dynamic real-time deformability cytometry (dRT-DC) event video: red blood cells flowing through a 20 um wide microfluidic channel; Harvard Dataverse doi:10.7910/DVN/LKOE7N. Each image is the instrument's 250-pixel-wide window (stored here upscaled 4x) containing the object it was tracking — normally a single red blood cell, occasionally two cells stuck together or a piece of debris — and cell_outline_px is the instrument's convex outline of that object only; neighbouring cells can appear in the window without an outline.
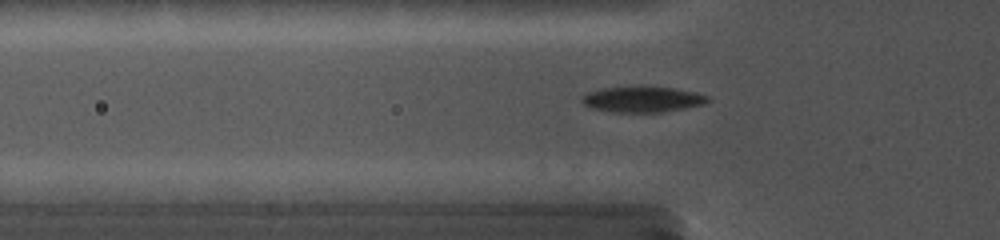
{"species": "common noctule bat (a hibernating species)", "species_latin": "Nyctalus noctula", "temperature_condition": "cold", "stored_images_in_passage": 37, "camera_frame_rate_fps": 5000, "um_per_image_px": 0.085, "animal": {"sex": "female", "body_mass_g": 19.0, "forearm_length_mm": 56.7}, "frame": {"image": 1, "passage_image": 3, "time_ms": 1.0, "image_size_px": [1000, 240], "cell_outline_px": [[712, 100], [704, 104], [664, 112], [612, 112], [592, 108], [584, 104], [580, 100], [580, 96], [588, 92], [604, 88], [640, 84], [672, 88], [696, 92], [708, 96]], "centroid_in_image_um": [54.6, 8.41], "position_along_channel_um": 71.2, "area_um2": 19.48}}
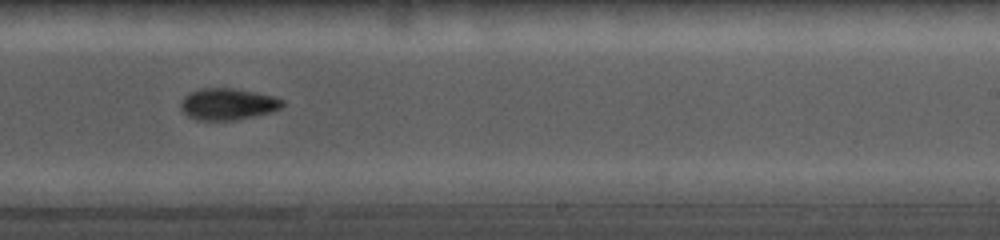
{"frame": {"image": 2, "passage_image": 19, "time_ms": 6.2, "image_size_px": [1000, 240], "cell_outline_px": [[284, 104], [280, 108], [272, 112], [256, 116], [236, 120], [196, 120], [188, 116], [180, 108], [180, 100], [184, 96], [200, 88], [232, 88], [272, 96], [284, 100]], "centroid_in_image_um": [19.34, 8.86], "position_along_channel_um": 269.7, "area_um2": 18.73}}
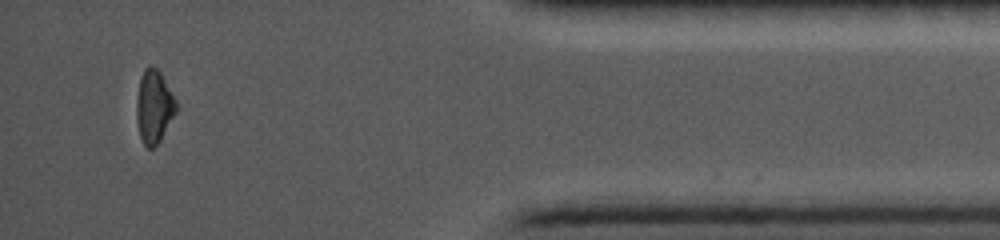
{"frame": {"image": 3, "passage_image": 34, "time_ms": 11.0, "image_size_px": [1000, 240], "cell_outline_px": [[176, 112], [160, 140], [152, 148], [148, 148], [144, 144], [140, 136], [136, 120], [136, 100], [140, 76], [144, 68], [148, 64], [152, 64], [160, 72], [176, 100]], "centroid_in_image_um": [13.06, 9.02], "position_along_channel_um": 422.1, "area_um2": 16.88}}